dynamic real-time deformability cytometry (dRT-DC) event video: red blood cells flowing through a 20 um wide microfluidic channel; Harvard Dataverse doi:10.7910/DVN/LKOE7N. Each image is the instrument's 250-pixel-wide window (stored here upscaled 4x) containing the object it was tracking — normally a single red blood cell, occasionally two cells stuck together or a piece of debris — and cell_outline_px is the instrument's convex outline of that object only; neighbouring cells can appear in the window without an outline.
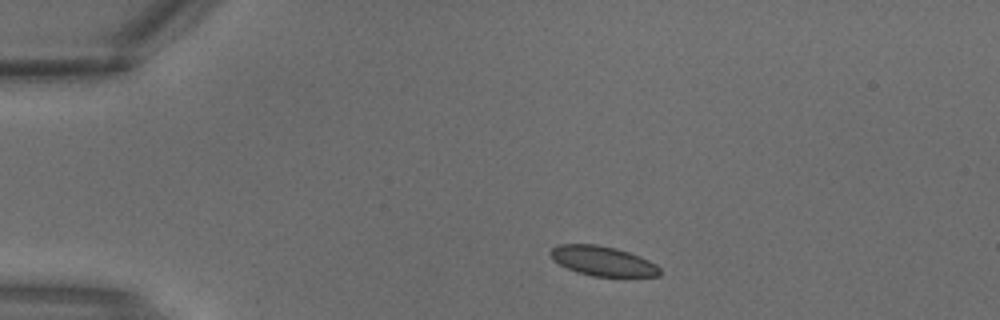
{"species": "common noctule bat (a hibernating species)", "species_latin": "Nyctalus noctula", "temperature_condition": "warm", "stored_images_in_passage": 2, "camera_frame_rate_fps": 3000, "um_per_image_px": 0.085, "animal": {"sex": "male", "body_mass_g": 18.8}, "frame": {"image": 1, "passage_image": 1, "time_ms": 0.0, "image_size_px": [1000, 320], "cell_outline_px": [[660, 276], [592, 276], [576, 272], [552, 260], [548, 252], [556, 244], [596, 244], [616, 248], [640, 256], [656, 264], [660, 268]], "centroid_in_image_um": [51.2, 22.17], "position_along_channel_um": 33.8, "area_um2": 18.96}}